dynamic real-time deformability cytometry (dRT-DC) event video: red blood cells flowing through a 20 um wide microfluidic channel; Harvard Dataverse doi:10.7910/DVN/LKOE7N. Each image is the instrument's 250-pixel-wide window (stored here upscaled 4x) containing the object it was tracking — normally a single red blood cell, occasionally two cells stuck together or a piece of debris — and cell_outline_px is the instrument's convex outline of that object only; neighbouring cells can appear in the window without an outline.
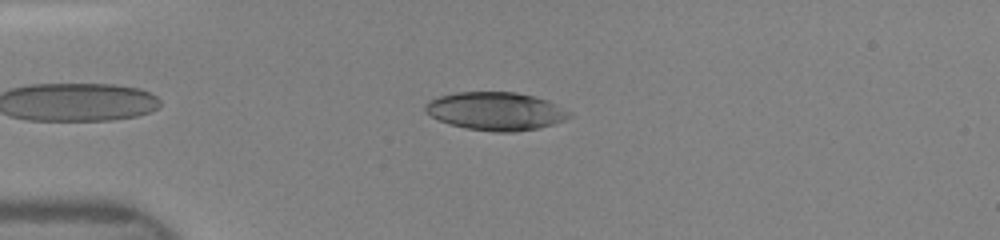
{"species": "human", "species_latin": "Homo sapiens", "temperature_condition": "room temperature", "stored_images_in_passage": 6, "camera_frame_rate_fps": 3000, "um_per_image_px": 0.085, "donor": {"sex": "female"}, "frame": {"image": 1, "passage_image": 3, "time_ms": 1.333, "image_size_px": [1000, 240], "cell_outline_px": [[572, 116], [564, 120], [540, 128], [516, 132], [496, 132], [468, 128], [448, 124], [432, 116], [424, 108], [432, 100], [440, 96], [456, 92], [516, 92], [548, 100], [572, 112]], "centroid_in_image_um": [42.2, 9.45], "position_along_channel_um": 42.8, "area_um2": 31.79}}
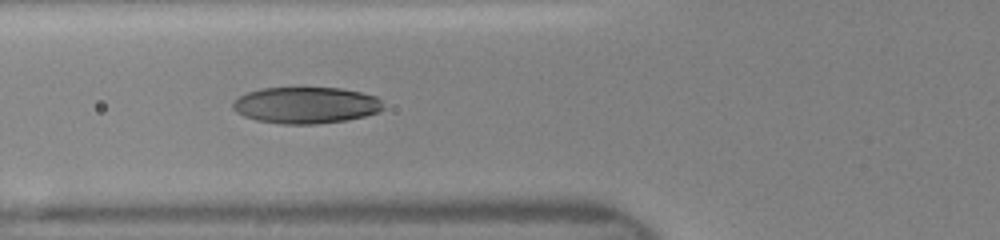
{"frame": {"image": 2, "passage_image": 5, "time_ms": 3.333, "image_size_px": [1000, 240], "cell_outline_px": [[384, 108], [380, 112], [364, 116], [344, 120], [316, 124], [280, 124], [256, 120], [244, 116], [236, 112], [232, 108], [232, 100], [248, 92], [260, 88], [340, 88], [360, 92], [376, 96], [380, 100]], "centroid_in_image_um": [25.98, 8.94], "position_along_channel_um": 99.8, "area_um2": 32.02}}